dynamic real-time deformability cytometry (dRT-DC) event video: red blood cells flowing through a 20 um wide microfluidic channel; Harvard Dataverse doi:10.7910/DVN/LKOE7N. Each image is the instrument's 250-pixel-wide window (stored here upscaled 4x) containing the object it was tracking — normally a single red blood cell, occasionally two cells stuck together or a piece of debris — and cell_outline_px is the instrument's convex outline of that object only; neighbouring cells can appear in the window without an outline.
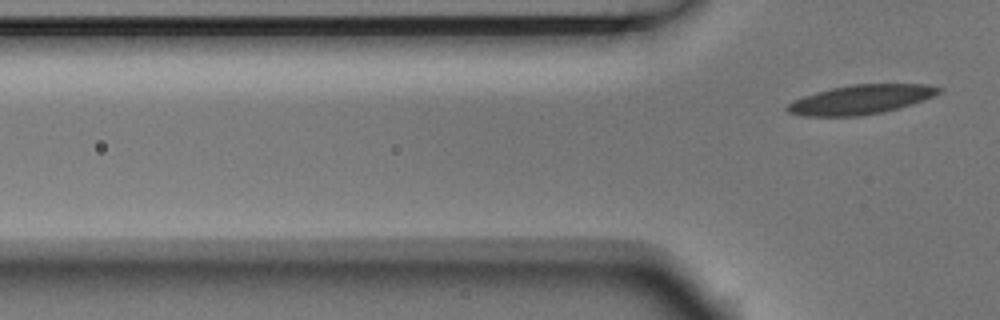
{"species": "Egyptian fruit bat (a non-hibernating species)", "species_latin": "Rousettus aegyptiacus", "temperature_condition": "room temperature", "stored_images_in_passage": 5, "camera_frame_rate_fps": 3000, "um_per_image_px": 0.085, "animal": {"sex": "male"}, "frame": {"image": 1, "passage_image": 5, "time_ms": 1.333, "image_size_px": [1000, 320], "cell_outline_px": [[944, 88], [940, 92], [924, 100], [912, 104], [880, 112], [860, 116], [804, 116], [788, 112], [784, 108], [792, 100], [816, 92], [832, 88], [852, 84], [928, 84]], "centroid_in_image_um": [73.16, 8.45], "position_along_channel_um": 52.6, "area_um2": 25.72}}